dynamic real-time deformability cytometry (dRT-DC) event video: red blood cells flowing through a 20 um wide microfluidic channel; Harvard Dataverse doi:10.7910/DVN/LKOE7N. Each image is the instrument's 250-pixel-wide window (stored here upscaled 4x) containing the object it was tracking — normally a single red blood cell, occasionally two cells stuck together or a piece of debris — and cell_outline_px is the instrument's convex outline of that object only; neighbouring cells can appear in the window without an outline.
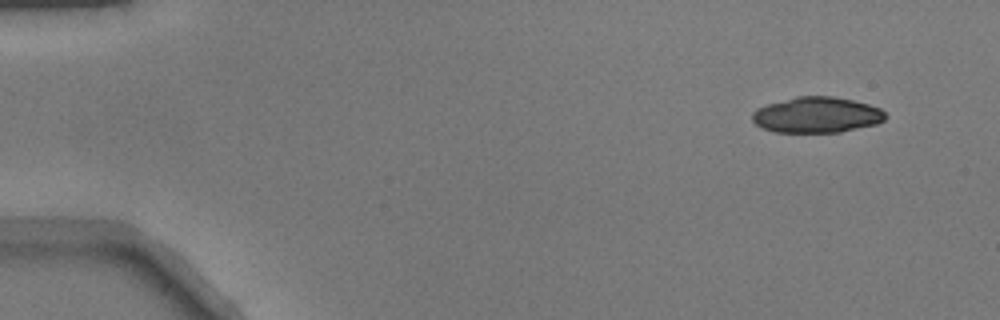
{"species": "common noctule bat (a hibernating species)", "species_latin": "Nyctalus noctula", "temperature_condition": "warm", "stored_images_in_passage": 47, "camera_frame_rate_fps": 3000, "um_per_image_px": 0.085, "animal": {"sex": "male", "body_mass_g": 17.9}, "frame": {"image": 1, "passage_image": 1, "time_ms": 0.0, "image_size_px": [1000, 320], "cell_outline_px": [[888, 116], [884, 120], [876, 124], [840, 132], [772, 132], [756, 124], [752, 120], [752, 112], [756, 108], [768, 104], [796, 96], [832, 96], [852, 100], [868, 104], [880, 108]], "centroid_in_image_um": [69.42, 9.77], "position_along_channel_um": 15.6, "area_um2": 27.74}}
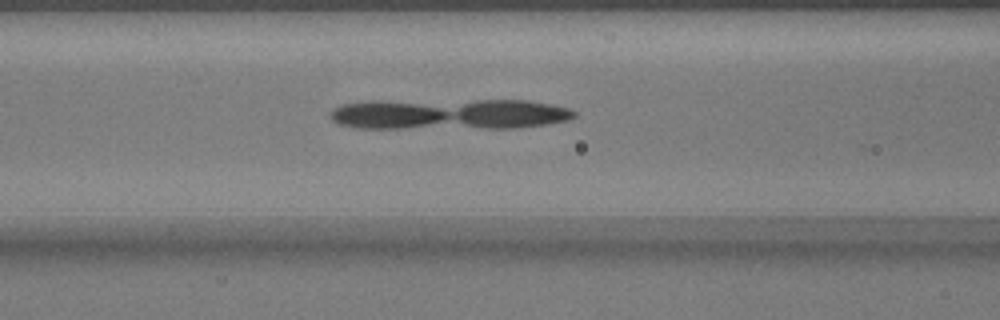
{"frame": {"image": 2, "passage_image": 18, "time_ms": 5.667, "image_size_px": [1000, 320], "cell_outline_px": [[576, 116], [568, 120], [548, 124], [520, 128], [356, 128], [340, 124], [332, 120], [328, 112], [332, 108], [344, 104], [372, 100], [528, 100], [552, 104], [568, 108], [576, 112]], "centroid_in_image_um": [38.17, 9.69], "position_along_channel_um": 128.4, "area_um2": 44.56}}
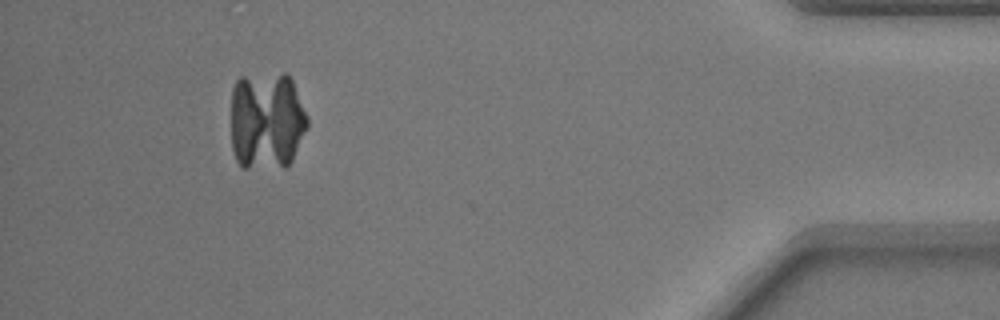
{"frame": {"image": 3, "passage_image": 43, "time_ms": 14.0, "image_size_px": [1000, 320], "cell_outline_px": [[308, 128], [292, 160], [284, 168], [240, 168], [236, 160], [232, 148], [232, 88], [236, 80], [240, 76], [284, 72], [288, 72], [292, 80], [308, 116]], "centroid_in_image_um": [22.68, 10.25], "position_along_channel_um": 412.5, "area_um2": 44.91}}